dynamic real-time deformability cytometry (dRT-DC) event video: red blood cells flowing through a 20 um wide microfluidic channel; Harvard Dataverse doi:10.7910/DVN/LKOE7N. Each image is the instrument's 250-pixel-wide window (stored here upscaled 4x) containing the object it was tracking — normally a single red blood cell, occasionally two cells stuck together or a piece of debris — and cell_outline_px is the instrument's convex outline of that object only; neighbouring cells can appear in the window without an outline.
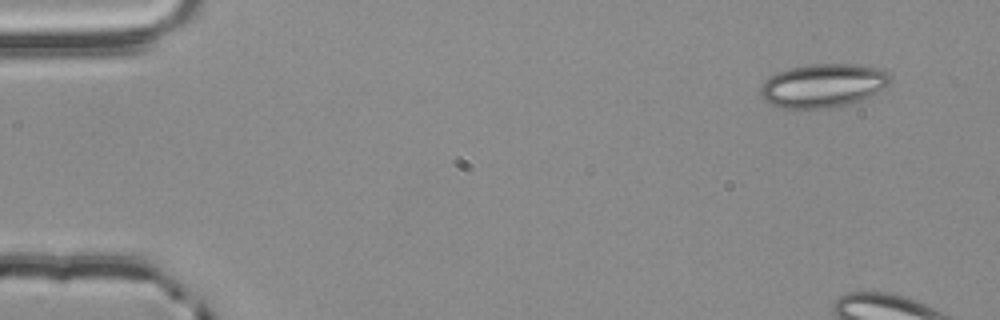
{"species": "common noctule bat (a hibernating species)", "species_latin": "Nyctalus noctula", "temperature_condition": "room temperature", "stored_images_in_passage": 7, "camera_frame_rate_fps": 3000, "um_per_image_px": 0.085, "animal": {"sex": "male", "body_mass_g": 20.4}, "frame": {"image": 1, "passage_image": 1, "time_ms": 0.0, "image_size_px": [1000, 320], "cell_outline_px": [[892, 80], [884, 88], [868, 96], [840, 108], [784, 108], [768, 104], [760, 96], [760, 88], [764, 80], [776, 72], [788, 68], [812, 64], [856, 64], [876, 68], [884, 72]], "centroid_in_image_um": [69.89, 7.28], "position_along_channel_um": 15.1, "area_um2": 33.0}}